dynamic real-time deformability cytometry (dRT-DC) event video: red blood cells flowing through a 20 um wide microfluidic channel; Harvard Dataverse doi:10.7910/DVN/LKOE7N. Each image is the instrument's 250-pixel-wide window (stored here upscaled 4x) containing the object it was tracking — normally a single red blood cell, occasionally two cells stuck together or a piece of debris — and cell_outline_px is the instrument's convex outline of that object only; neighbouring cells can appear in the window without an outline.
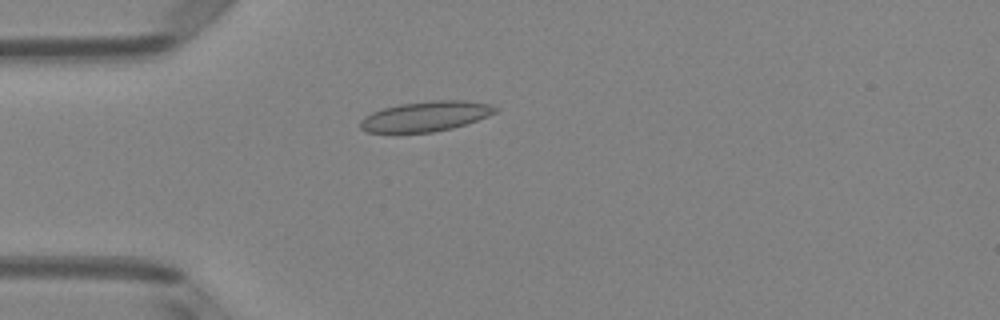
{"species": "Egyptian fruit bat (a non-hibernating species)", "species_latin": "Rousettus aegyptiacus", "temperature_condition": "room temperature", "stored_images_in_passage": 50, "camera_frame_rate_fps": 3000, "um_per_image_px": 0.085, "animal": {"sex": "female"}, "frame": {"image": 1, "passage_image": 14, "time_ms": 4.333, "image_size_px": [1000, 320], "cell_outline_px": [[496, 112], [488, 116], [452, 128], [432, 132], [396, 136], [364, 132], [360, 128], [360, 120], [364, 116], [372, 112], [384, 108], [400, 104], [432, 100], [464, 100], [488, 104], [496, 108]], "centroid_in_image_um": [36.04, 9.94], "position_along_channel_um": 49.0, "area_um2": 24.39}}
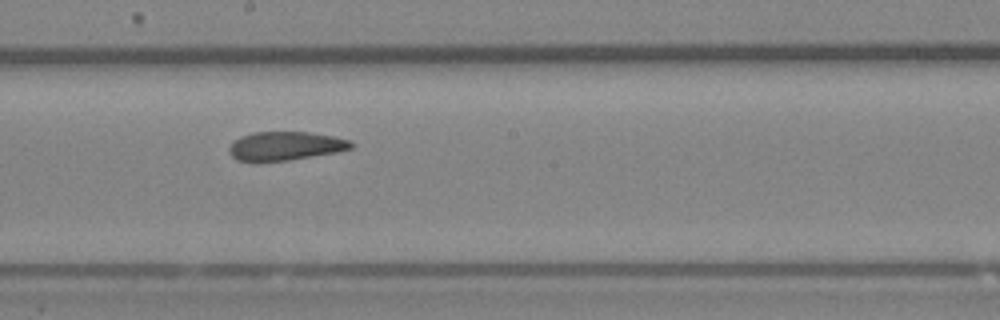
{"frame": {"image": 2, "passage_image": 28, "time_ms": 9.0, "image_size_px": [1000, 320], "cell_outline_px": [[356, 144], [352, 148], [336, 152], [288, 160], [256, 164], [236, 160], [228, 152], [228, 148], [240, 136], [252, 132], [308, 132], [332, 136], [352, 140]], "centroid_in_image_um": [24.22, 12.43], "position_along_channel_um": 224.0, "area_um2": 20.92}}
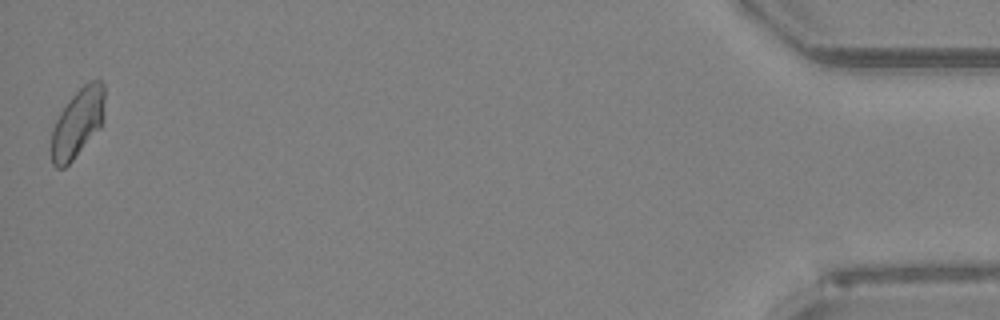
{"frame": {"image": 3, "passage_image": 50, "time_ms": 16.333, "image_size_px": [1000, 320], "cell_outline_px": [[104, 116], [100, 128], [72, 160], [64, 168], [56, 168], [52, 164], [52, 128], [60, 112], [68, 100], [88, 80], [100, 80], [104, 84]], "centroid_in_image_um": [6.61, 10.42], "position_along_channel_um": 428.6, "area_um2": 21.27}, "authors_computed_cell_mechanics": {"area_um2": 21.7906, "velocity_mm_per_s": 4.0537, "shape_relaxation_time_tau1_ms": null, "shape_relaxation_time_tau2_ms": 2.1596, "deformation_change_tau1": null, "deformation_change_tau2": 0.0712}}